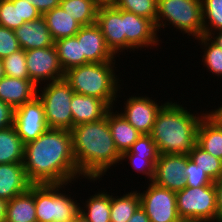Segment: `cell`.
Segmentation results:
<instances>
[{"mask_svg":"<svg viewBox=\"0 0 222 222\" xmlns=\"http://www.w3.org/2000/svg\"><path fill=\"white\" fill-rule=\"evenodd\" d=\"M43 15L60 5L61 0H28Z\"/></svg>","mask_w":222,"mask_h":222,"instance_id":"60d3db41","label":"cell"},{"mask_svg":"<svg viewBox=\"0 0 222 222\" xmlns=\"http://www.w3.org/2000/svg\"><path fill=\"white\" fill-rule=\"evenodd\" d=\"M212 111L221 119V121H222V105L219 107L218 106V108H216L215 110L214 109H212Z\"/></svg>","mask_w":222,"mask_h":222,"instance_id":"c3c4849f","label":"cell"},{"mask_svg":"<svg viewBox=\"0 0 222 222\" xmlns=\"http://www.w3.org/2000/svg\"><path fill=\"white\" fill-rule=\"evenodd\" d=\"M177 213L183 222H218L214 185L184 187L176 192Z\"/></svg>","mask_w":222,"mask_h":222,"instance_id":"ba28073f","label":"cell"},{"mask_svg":"<svg viewBox=\"0 0 222 222\" xmlns=\"http://www.w3.org/2000/svg\"><path fill=\"white\" fill-rule=\"evenodd\" d=\"M128 222H150L145 210L140 206Z\"/></svg>","mask_w":222,"mask_h":222,"instance_id":"7bdbcfd3","label":"cell"},{"mask_svg":"<svg viewBox=\"0 0 222 222\" xmlns=\"http://www.w3.org/2000/svg\"><path fill=\"white\" fill-rule=\"evenodd\" d=\"M25 144L14 126L0 130V164L23 163Z\"/></svg>","mask_w":222,"mask_h":222,"instance_id":"484cf974","label":"cell"},{"mask_svg":"<svg viewBox=\"0 0 222 222\" xmlns=\"http://www.w3.org/2000/svg\"><path fill=\"white\" fill-rule=\"evenodd\" d=\"M158 0H115L113 6L156 23Z\"/></svg>","mask_w":222,"mask_h":222,"instance_id":"836d02e7","label":"cell"},{"mask_svg":"<svg viewBox=\"0 0 222 222\" xmlns=\"http://www.w3.org/2000/svg\"><path fill=\"white\" fill-rule=\"evenodd\" d=\"M14 108L0 100V130L13 126Z\"/></svg>","mask_w":222,"mask_h":222,"instance_id":"ab89813d","label":"cell"},{"mask_svg":"<svg viewBox=\"0 0 222 222\" xmlns=\"http://www.w3.org/2000/svg\"><path fill=\"white\" fill-rule=\"evenodd\" d=\"M111 193L110 222H128L141 206L138 191L127 192L121 197Z\"/></svg>","mask_w":222,"mask_h":222,"instance_id":"83f0119b","label":"cell"},{"mask_svg":"<svg viewBox=\"0 0 222 222\" xmlns=\"http://www.w3.org/2000/svg\"><path fill=\"white\" fill-rule=\"evenodd\" d=\"M122 155H138L141 157H146L155 165L160 154L151 135L141 134V136L133 143L130 150L124 152Z\"/></svg>","mask_w":222,"mask_h":222,"instance_id":"d590c367","label":"cell"},{"mask_svg":"<svg viewBox=\"0 0 222 222\" xmlns=\"http://www.w3.org/2000/svg\"><path fill=\"white\" fill-rule=\"evenodd\" d=\"M8 201L0 198V222H5L7 214Z\"/></svg>","mask_w":222,"mask_h":222,"instance_id":"f6af8a7d","label":"cell"},{"mask_svg":"<svg viewBox=\"0 0 222 222\" xmlns=\"http://www.w3.org/2000/svg\"><path fill=\"white\" fill-rule=\"evenodd\" d=\"M72 148L79 173L90 180H102L111 166L121 162L108 124V112L99 121L83 123L71 130Z\"/></svg>","mask_w":222,"mask_h":222,"instance_id":"7a4b0ae2","label":"cell"},{"mask_svg":"<svg viewBox=\"0 0 222 222\" xmlns=\"http://www.w3.org/2000/svg\"><path fill=\"white\" fill-rule=\"evenodd\" d=\"M29 79L38 87L65 77L54 46L25 51ZM44 81V82H43ZM42 82V83H41Z\"/></svg>","mask_w":222,"mask_h":222,"instance_id":"30bf717a","label":"cell"},{"mask_svg":"<svg viewBox=\"0 0 222 222\" xmlns=\"http://www.w3.org/2000/svg\"><path fill=\"white\" fill-rule=\"evenodd\" d=\"M5 76L2 60H0V80Z\"/></svg>","mask_w":222,"mask_h":222,"instance_id":"681fc988","label":"cell"},{"mask_svg":"<svg viewBox=\"0 0 222 222\" xmlns=\"http://www.w3.org/2000/svg\"><path fill=\"white\" fill-rule=\"evenodd\" d=\"M146 190L139 191L141 207L150 222H183L177 213L176 192L149 182Z\"/></svg>","mask_w":222,"mask_h":222,"instance_id":"9c48e42d","label":"cell"},{"mask_svg":"<svg viewBox=\"0 0 222 222\" xmlns=\"http://www.w3.org/2000/svg\"><path fill=\"white\" fill-rule=\"evenodd\" d=\"M189 159L187 154H160L152 182L173 192L183 190L186 187L184 170Z\"/></svg>","mask_w":222,"mask_h":222,"instance_id":"4fadbf2b","label":"cell"},{"mask_svg":"<svg viewBox=\"0 0 222 222\" xmlns=\"http://www.w3.org/2000/svg\"><path fill=\"white\" fill-rule=\"evenodd\" d=\"M67 185L35 184L37 222H70L77 216L80 203L71 197L72 193H63Z\"/></svg>","mask_w":222,"mask_h":222,"instance_id":"8992f818","label":"cell"},{"mask_svg":"<svg viewBox=\"0 0 222 222\" xmlns=\"http://www.w3.org/2000/svg\"><path fill=\"white\" fill-rule=\"evenodd\" d=\"M98 6H113L115 0H93Z\"/></svg>","mask_w":222,"mask_h":222,"instance_id":"bcb514c9","label":"cell"},{"mask_svg":"<svg viewBox=\"0 0 222 222\" xmlns=\"http://www.w3.org/2000/svg\"><path fill=\"white\" fill-rule=\"evenodd\" d=\"M14 32L21 49L25 51L51 47L55 43L43 16L25 22Z\"/></svg>","mask_w":222,"mask_h":222,"instance_id":"e0dca14e","label":"cell"},{"mask_svg":"<svg viewBox=\"0 0 222 222\" xmlns=\"http://www.w3.org/2000/svg\"><path fill=\"white\" fill-rule=\"evenodd\" d=\"M219 31V32H218ZM217 32H211L208 37L220 48L222 49V29ZM217 34V35H216ZM214 35V36H213Z\"/></svg>","mask_w":222,"mask_h":222,"instance_id":"ee69618b","label":"cell"},{"mask_svg":"<svg viewBox=\"0 0 222 222\" xmlns=\"http://www.w3.org/2000/svg\"><path fill=\"white\" fill-rule=\"evenodd\" d=\"M124 20V50H142L143 48L158 47L159 35L155 24L142 16L122 10ZM136 48V49H135ZM142 48V49H141ZM132 49V50H131Z\"/></svg>","mask_w":222,"mask_h":222,"instance_id":"7c38bea8","label":"cell"},{"mask_svg":"<svg viewBox=\"0 0 222 222\" xmlns=\"http://www.w3.org/2000/svg\"><path fill=\"white\" fill-rule=\"evenodd\" d=\"M185 172L186 186L188 187H200L205 185H212L211 178L199 168L192 160L187 161Z\"/></svg>","mask_w":222,"mask_h":222,"instance_id":"8d00e7d4","label":"cell"},{"mask_svg":"<svg viewBox=\"0 0 222 222\" xmlns=\"http://www.w3.org/2000/svg\"><path fill=\"white\" fill-rule=\"evenodd\" d=\"M197 144L222 160V121L213 111L209 110L199 123Z\"/></svg>","mask_w":222,"mask_h":222,"instance_id":"ffe728a7","label":"cell"},{"mask_svg":"<svg viewBox=\"0 0 222 222\" xmlns=\"http://www.w3.org/2000/svg\"><path fill=\"white\" fill-rule=\"evenodd\" d=\"M115 63H87L72 67L65 72L64 79L75 93L101 99L110 108H115L114 103L118 100L117 94L121 89Z\"/></svg>","mask_w":222,"mask_h":222,"instance_id":"277c9868","label":"cell"},{"mask_svg":"<svg viewBox=\"0 0 222 222\" xmlns=\"http://www.w3.org/2000/svg\"><path fill=\"white\" fill-rule=\"evenodd\" d=\"M5 76L18 79H29L25 50L12 53L2 59Z\"/></svg>","mask_w":222,"mask_h":222,"instance_id":"e575fe53","label":"cell"},{"mask_svg":"<svg viewBox=\"0 0 222 222\" xmlns=\"http://www.w3.org/2000/svg\"><path fill=\"white\" fill-rule=\"evenodd\" d=\"M41 16L28 0H0V26L15 30Z\"/></svg>","mask_w":222,"mask_h":222,"instance_id":"ac0fdd59","label":"cell"},{"mask_svg":"<svg viewBox=\"0 0 222 222\" xmlns=\"http://www.w3.org/2000/svg\"><path fill=\"white\" fill-rule=\"evenodd\" d=\"M96 24L100 27L106 46L116 56L124 51V20L122 9L114 6H99Z\"/></svg>","mask_w":222,"mask_h":222,"instance_id":"2e32d148","label":"cell"},{"mask_svg":"<svg viewBox=\"0 0 222 222\" xmlns=\"http://www.w3.org/2000/svg\"><path fill=\"white\" fill-rule=\"evenodd\" d=\"M93 195L85 201V204L83 205V207L85 206L84 208L80 206V213L88 220V222H110V193L105 189Z\"/></svg>","mask_w":222,"mask_h":222,"instance_id":"4316f807","label":"cell"},{"mask_svg":"<svg viewBox=\"0 0 222 222\" xmlns=\"http://www.w3.org/2000/svg\"><path fill=\"white\" fill-rule=\"evenodd\" d=\"M204 35L222 29V0H201Z\"/></svg>","mask_w":222,"mask_h":222,"instance_id":"d6a6232c","label":"cell"},{"mask_svg":"<svg viewBox=\"0 0 222 222\" xmlns=\"http://www.w3.org/2000/svg\"><path fill=\"white\" fill-rule=\"evenodd\" d=\"M216 191V205L218 210V222H222V176L213 181Z\"/></svg>","mask_w":222,"mask_h":222,"instance_id":"b9f144b4","label":"cell"},{"mask_svg":"<svg viewBox=\"0 0 222 222\" xmlns=\"http://www.w3.org/2000/svg\"><path fill=\"white\" fill-rule=\"evenodd\" d=\"M13 126L24 144L37 139L48 129L44 106L38 96L14 109Z\"/></svg>","mask_w":222,"mask_h":222,"instance_id":"8fae6325","label":"cell"},{"mask_svg":"<svg viewBox=\"0 0 222 222\" xmlns=\"http://www.w3.org/2000/svg\"><path fill=\"white\" fill-rule=\"evenodd\" d=\"M24 169L32 184H69L79 179L70 130L48 128L25 144Z\"/></svg>","mask_w":222,"mask_h":222,"instance_id":"6da1fadb","label":"cell"},{"mask_svg":"<svg viewBox=\"0 0 222 222\" xmlns=\"http://www.w3.org/2000/svg\"><path fill=\"white\" fill-rule=\"evenodd\" d=\"M5 222H37L35 209V184L8 201Z\"/></svg>","mask_w":222,"mask_h":222,"instance_id":"cb8c5ba5","label":"cell"},{"mask_svg":"<svg viewBox=\"0 0 222 222\" xmlns=\"http://www.w3.org/2000/svg\"><path fill=\"white\" fill-rule=\"evenodd\" d=\"M75 36L81 42V65L116 61L96 23L82 26Z\"/></svg>","mask_w":222,"mask_h":222,"instance_id":"9a60e30c","label":"cell"},{"mask_svg":"<svg viewBox=\"0 0 222 222\" xmlns=\"http://www.w3.org/2000/svg\"><path fill=\"white\" fill-rule=\"evenodd\" d=\"M166 25H172L176 28L175 31L179 30L195 39L203 36L201 0H158L155 23L157 33L162 27L166 28Z\"/></svg>","mask_w":222,"mask_h":222,"instance_id":"5b68a950","label":"cell"},{"mask_svg":"<svg viewBox=\"0 0 222 222\" xmlns=\"http://www.w3.org/2000/svg\"><path fill=\"white\" fill-rule=\"evenodd\" d=\"M189 158L203 170L212 181L222 176V160L206 152L198 144L189 152Z\"/></svg>","mask_w":222,"mask_h":222,"instance_id":"4dcf8cb0","label":"cell"},{"mask_svg":"<svg viewBox=\"0 0 222 222\" xmlns=\"http://www.w3.org/2000/svg\"><path fill=\"white\" fill-rule=\"evenodd\" d=\"M74 93L64 78L46 83L41 88L38 86L37 96L43 103L48 128L67 130L73 128L70 105Z\"/></svg>","mask_w":222,"mask_h":222,"instance_id":"52a82bcc","label":"cell"},{"mask_svg":"<svg viewBox=\"0 0 222 222\" xmlns=\"http://www.w3.org/2000/svg\"><path fill=\"white\" fill-rule=\"evenodd\" d=\"M60 6L82 26L96 23L99 6L93 0H61Z\"/></svg>","mask_w":222,"mask_h":222,"instance_id":"f1b7e54d","label":"cell"},{"mask_svg":"<svg viewBox=\"0 0 222 222\" xmlns=\"http://www.w3.org/2000/svg\"><path fill=\"white\" fill-rule=\"evenodd\" d=\"M38 87L30 79H18L4 76L0 80V100L14 109L37 96Z\"/></svg>","mask_w":222,"mask_h":222,"instance_id":"44dd1931","label":"cell"},{"mask_svg":"<svg viewBox=\"0 0 222 222\" xmlns=\"http://www.w3.org/2000/svg\"><path fill=\"white\" fill-rule=\"evenodd\" d=\"M54 41L62 38L75 36L82 25L72 16L65 12L61 6L42 15Z\"/></svg>","mask_w":222,"mask_h":222,"instance_id":"d4e9b609","label":"cell"},{"mask_svg":"<svg viewBox=\"0 0 222 222\" xmlns=\"http://www.w3.org/2000/svg\"><path fill=\"white\" fill-rule=\"evenodd\" d=\"M201 113L194 115L187 107L167 101L157 113L150 133L159 154L188 155L197 144L199 123L208 111Z\"/></svg>","mask_w":222,"mask_h":222,"instance_id":"3957f363","label":"cell"},{"mask_svg":"<svg viewBox=\"0 0 222 222\" xmlns=\"http://www.w3.org/2000/svg\"><path fill=\"white\" fill-rule=\"evenodd\" d=\"M108 124L115 146L121 155L129 151L133 143L141 136V133L119 111L113 112V107L108 110Z\"/></svg>","mask_w":222,"mask_h":222,"instance_id":"603a6c76","label":"cell"},{"mask_svg":"<svg viewBox=\"0 0 222 222\" xmlns=\"http://www.w3.org/2000/svg\"><path fill=\"white\" fill-rule=\"evenodd\" d=\"M31 185L23 163L0 164V198L9 201L27 191Z\"/></svg>","mask_w":222,"mask_h":222,"instance_id":"d6986e66","label":"cell"},{"mask_svg":"<svg viewBox=\"0 0 222 222\" xmlns=\"http://www.w3.org/2000/svg\"><path fill=\"white\" fill-rule=\"evenodd\" d=\"M73 127L101 120L110 107L101 99L74 93L71 99Z\"/></svg>","mask_w":222,"mask_h":222,"instance_id":"7402d4cb","label":"cell"},{"mask_svg":"<svg viewBox=\"0 0 222 222\" xmlns=\"http://www.w3.org/2000/svg\"><path fill=\"white\" fill-rule=\"evenodd\" d=\"M129 160L131 163V166L133 167V170L135 169L136 172L142 173L143 175H146L149 182L152 181L154 176V168L155 165L146 157H141L138 155H121V161Z\"/></svg>","mask_w":222,"mask_h":222,"instance_id":"f35d334b","label":"cell"},{"mask_svg":"<svg viewBox=\"0 0 222 222\" xmlns=\"http://www.w3.org/2000/svg\"><path fill=\"white\" fill-rule=\"evenodd\" d=\"M70 222H88V220L79 212L77 216Z\"/></svg>","mask_w":222,"mask_h":222,"instance_id":"7dc6e473","label":"cell"},{"mask_svg":"<svg viewBox=\"0 0 222 222\" xmlns=\"http://www.w3.org/2000/svg\"><path fill=\"white\" fill-rule=\"evenodd\" d=\"M124 102V110L120 114L141 134L151 133L157 113L166 103L159 105L157 100L143 95H132Z\"/></svg>","mask_w":222,"mask_h":222,"instance_id":"5bb4252c","label":"cell"},{"mask_svg":"<svg viewBox=\"0 0 222 222\" xmlns=\"http://www.w3.org/2000/svg\"><path fill=\"white\" fill-rule=\"evenodd\" d=\"M54 45L64 72L72 67L81 66V42H78L76 36L58 39Z\"/></svg>","mask_w":222,"mask_h":222,"instance_id":"f546056e","label":"cell"},{"mask_svg":"<svg viewBox=\"0 0 222 222\" xmlns=\"http://www.w3.org/2000/svg\"><path fill=\"white\" fill-rule=\"evenodd\" d=\"M20 49L14 30L0 26V60Z\"/></svg>","mask_w":222,"mask_h":222,"instance_id":"74e56055","label":"cell"},{"mask_svg":"<svg viewBox=\"0 0 222 222\" xmlns=\"http://www.w3.org/2000/svg\"><path fill=\"white\" fill-rule=\"evenodd\" d=\"M198 44H200L203 49L202 62L203 65L207 67L209 73L216 75L217 77H222V49H220L208 36L203 35L199 38ZM204 47V48H203Z\"/></svg>","mask_w":222,"mask_h":222,"instance_id":"1f68e13d","label":"cell"}]
</instances>
